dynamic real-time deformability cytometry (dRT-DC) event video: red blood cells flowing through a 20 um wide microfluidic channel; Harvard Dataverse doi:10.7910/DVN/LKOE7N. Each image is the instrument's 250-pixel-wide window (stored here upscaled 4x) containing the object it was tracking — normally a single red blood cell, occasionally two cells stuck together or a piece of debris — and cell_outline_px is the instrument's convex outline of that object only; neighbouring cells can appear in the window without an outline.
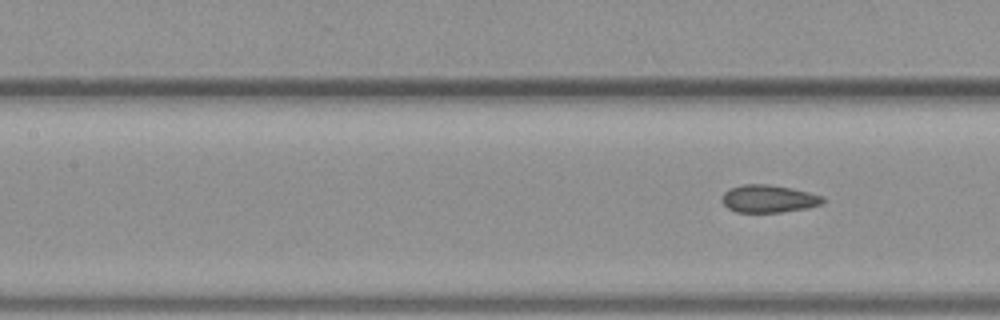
{"species": "common noctule bat (a hibernating species)", "species_latin": "Nyctalus noctula", "temperature_condition": "warm", "stored_images_in_passage": 8, "segment_of_instrument_passage": [2, 2], "camera_frame_rate_fps": 3000, "um_per_image_px": 0.085, "animal": {"sex": "female", "body_mass_g": 19.3, "forearm_length_mm": 54.1}, "frame": {"image": 1, "passage_image": 8, "time_ms": 2.333, "image_size_px": [1000, 320], "cell_outline_px": [[824, 204], [808, 208], [784, 212], [736, 212], [728, 208], [720, 200], [724, 192], [728, 188], [744, 184], [768, 184], [792, 188], [824, 196]], "centroid_in_image_um": [65.34, 16.89], "position_along_channel_um": 142.1, "area_um2": 16.47}}